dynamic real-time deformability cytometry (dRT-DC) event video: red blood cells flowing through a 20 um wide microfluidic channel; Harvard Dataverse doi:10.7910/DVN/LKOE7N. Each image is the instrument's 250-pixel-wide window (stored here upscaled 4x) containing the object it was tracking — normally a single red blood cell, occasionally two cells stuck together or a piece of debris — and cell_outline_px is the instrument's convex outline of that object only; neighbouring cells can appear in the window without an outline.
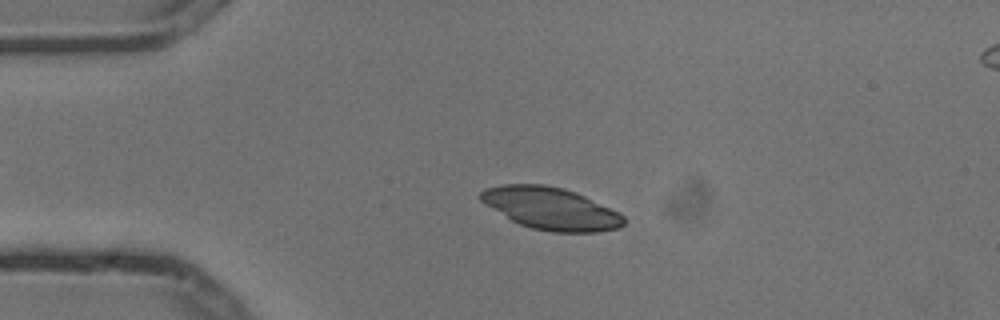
{"species": "common noctule bat (a hibernating species)", "species_latin": "Nyctalus noctula", "temperature_condition": "cold", "stored_images_in_passage": 5, "camera_frame_rate_fps": 3000, "um_per_image_px": 0.085, "animal": {"sex": "male", "body_mass_g": 13.3}, "frame": {"image": 1, "passage_image": 3, "time_ms": 0.667, "image_size_px": [1000, 320], "cell_outline_px": [[624, 224], [620, 228], [596, 232], [552, 232], [532, 228], [520, 224], [512, 220], [480, 200], [476, 196], [484, 188], [500, 184], [544, 184], [564, 188], [576, 192], [624, 216]], "centroid_in_image_um": [46.78, 17.71], "position_along_channel_um": 38.2, "area_um2": 34.91}}